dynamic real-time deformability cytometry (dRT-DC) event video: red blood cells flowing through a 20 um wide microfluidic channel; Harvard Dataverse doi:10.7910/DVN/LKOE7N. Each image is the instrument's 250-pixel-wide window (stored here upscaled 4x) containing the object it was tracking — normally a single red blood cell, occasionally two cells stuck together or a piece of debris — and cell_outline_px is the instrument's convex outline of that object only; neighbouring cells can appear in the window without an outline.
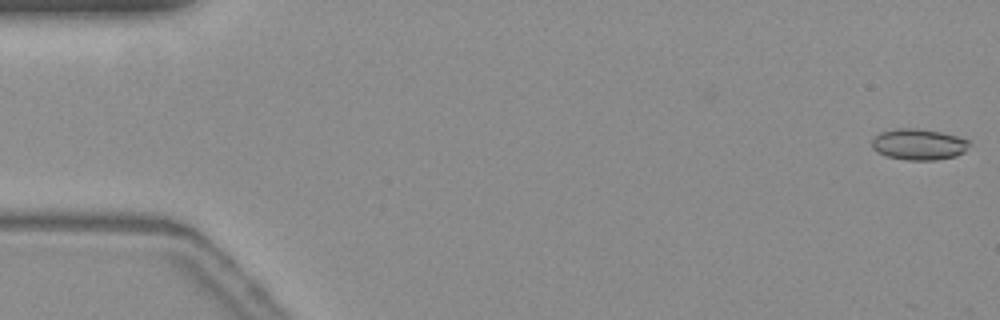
{"species": "common noctule bat (a hibernating species)", "species_latin": "Nyctalus noctula", "temperature_condition": "warm", "stored_images_in_passage": 18, "camera_frame_rate_fps": 3000, "um_per_image_px": 0.085, "animal": {"sex": "female", "body_mass_g": 19.3, "forearm_length_mm": 54.1}, "frame": {"image": 1, "passage_image": 1, "time_ms": 0.0, "image_size_px": [1000, 320], "cell_outline_px": [[972, 144], [964, 152], [956, 156], [936, 160], [904, 160], [888, 156], [876, 152], [872, 148], [872, 140], [880, 132], [900, 128], [916, 128], [940, 132], [956, 136], [968, 140]], "centroid_in_image_um": [78.1, 12.28], "position_along_channel_um": 6.9, "area_um2": 17.69}}
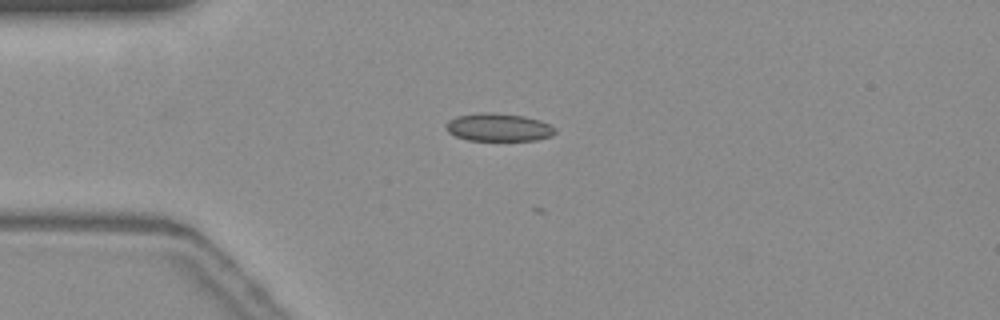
{"frame": {"image": 2, "passage_image": 14, "time_ms": 4.333, "image_size_px": [1000, 320], "cell_outline_px": [[556, 132], [552, 136], [536, 140], [468, 140], [456, 136], [448, 132], [448, 120], [460, 116], [480, 112], [484, 112], [524, 116], [540, 120], [556, 128]], "centroid_in_image_um": [42.42, 10.83], "position_along_channel_um": 42.6, "area_um2": 17.46}}